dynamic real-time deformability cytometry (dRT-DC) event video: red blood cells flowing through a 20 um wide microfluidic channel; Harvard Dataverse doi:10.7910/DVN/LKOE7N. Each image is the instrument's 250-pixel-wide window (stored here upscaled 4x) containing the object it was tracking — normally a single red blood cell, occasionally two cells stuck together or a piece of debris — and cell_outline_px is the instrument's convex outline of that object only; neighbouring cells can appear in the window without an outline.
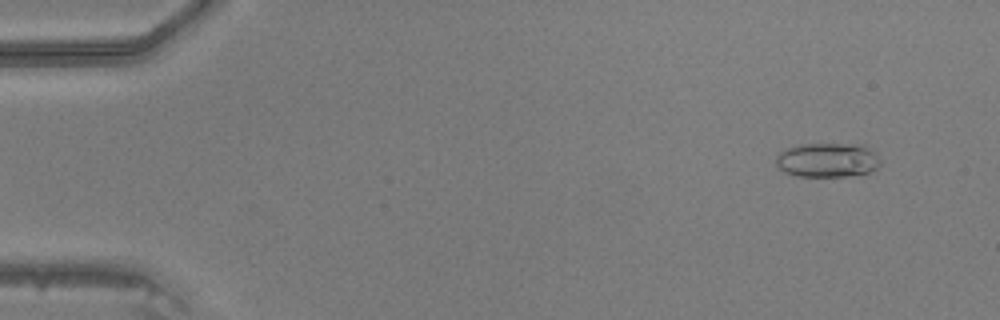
{"species": "common noctule bat (a hibernating species)", "species_latin": "Nyctalus noctula", "temperature_condition": "warm", "stored_images_in_passage": 48, "camera_frame_rate_fps": 3000, "um_per_image_px": 0.085, "animal": {"sex": "male", "body_mass_g": 20.5, "forearm_length_mm": 52.5}, "frame": {"image": 1, "passage_image": 4, "time_ms": 1.0, "image_size_px": [1000, 320], "cell_outline_px": [[880, 164], [876, 168], [868, 172], [848, 176], [796, 176], [784, 172], [776, 164], [776, 156], [784, 148], [800, 144], [864, 144], [880, 160]], "centroid_in_image_um": [70.29, 13.6], "position_along_channel_um": 14.7, "area_um2": 20.87}}
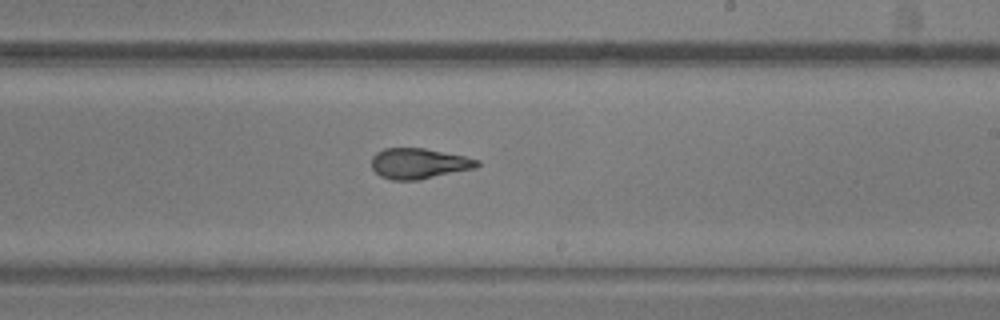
{"frame": {"image": 2, "passage_image": 29, "time_ms": 9.333, "image_size_px": [1000, 320], "cell_outline_px": [[480, 164], [476, 168], [420, 180], [392, 180], [380, 176], [372, 168], [372, 156], [376, 152], [384, 148], [424, 148], [464, 156], [480, 160]], "centroid_in_image_um": [35.61, 13.9], "position_along_channel_um": 253.4, "area_um2": 18.9}}
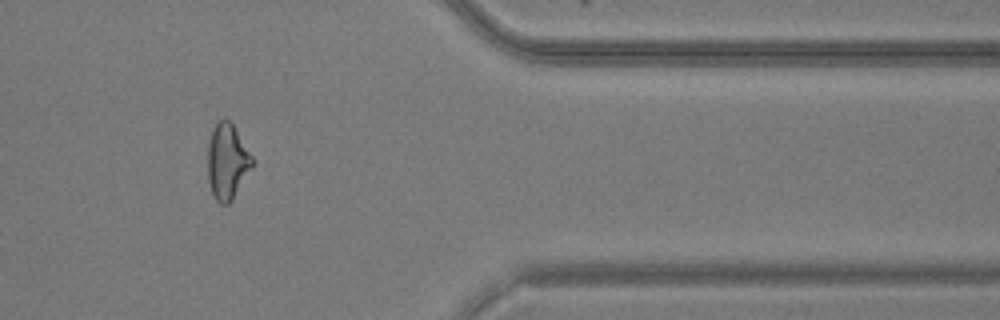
{"frame": {"image": 3, "passage_image": 40, "time_ms": 13.0, "image_size_px": [1000, 320], "cell_outline_px": [[256, 164], [232, 200], [228, 204], [220, 204], [212, 196], [208, 180], [208, 144], [212, 128], [216, 120], [224, 116], [232, 124], [256, 160]], "centroid_in_image_um": [19.34, 13.72], "position_along_channel_um": 392.1, "area_um2": 20.29}}